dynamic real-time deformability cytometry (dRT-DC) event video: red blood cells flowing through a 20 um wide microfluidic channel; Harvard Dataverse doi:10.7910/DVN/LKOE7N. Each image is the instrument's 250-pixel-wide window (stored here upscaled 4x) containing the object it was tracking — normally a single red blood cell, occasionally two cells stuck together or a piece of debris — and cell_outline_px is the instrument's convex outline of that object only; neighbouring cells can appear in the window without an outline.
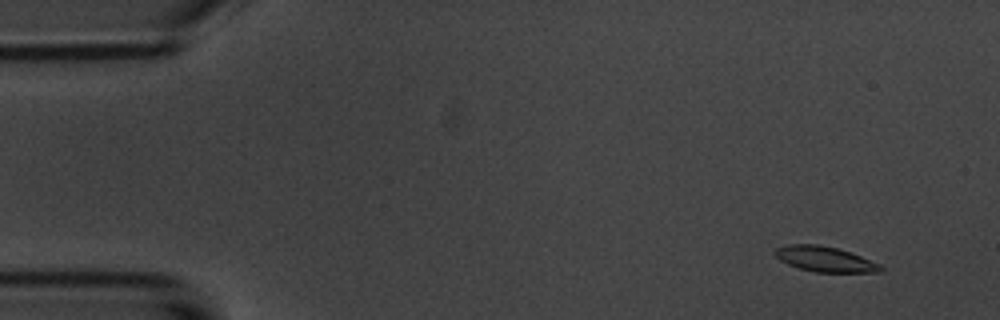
{"species": "common noctule bat (a hibernating species)", "species_latin": "Nyctalus noctula", "temperature_condition": "room temperature", "stored_images_in_passage": 51, "camera_frame_rate_fps": 3000, "um_per_image_px": 0.085, "animal": {"sex": "male", "body_mass_g": 20.1, "forearm_length_mm": 53.5}, "frame": {"image": 1, "passage_image": 1, "time_ms": 0.0, "image_size_px": [1000, 320], "cell_outline_px": [[884, 272], [816, 272], [800, 268], [788, 264], [780, 260], [772, 252], [776, 248], [788, 244], [816, 244], [836, 248], [860, 256], [880, 264], [884, 268]], "centroid_in_image_um": [70.11, 22.03], "position_along_channel_um": 14.9, "area_um2": 15.43}}
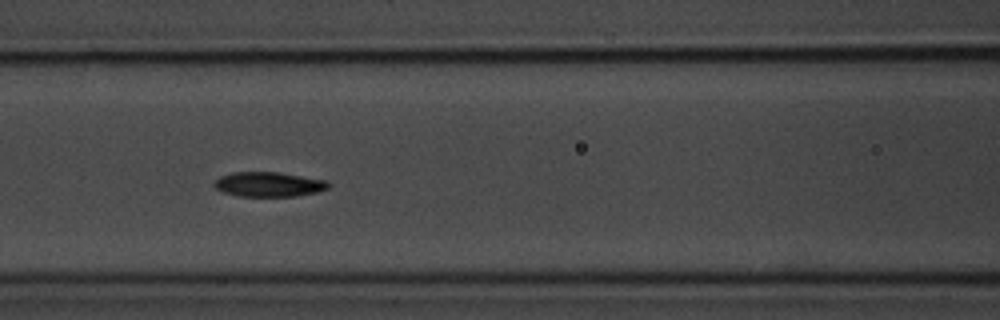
{"frame": {"image": 2, "passage_image": 20, "time_ms": 6.333, "image_size_px": [1000, 320], "cell_outline_px": [[332, 184], [328, 188], [316, 192], [296, 196], [236, 196], [224, 192], [216, 188], [212, 184], [220, 176], [232, 172], [280, 172], [328, 180]], "centroid_in_image_um": [22.87, 15.66], "position_along_channel_um": 143.7, "area_um2": 16.59}}
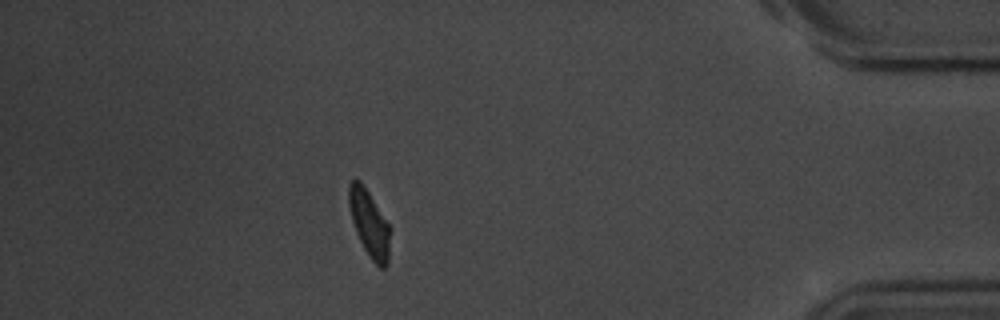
{"frame": {"image": 3, "passage_image": 45, "time_ms": 14.667, "image_size_px": [1000, 320], "cell_outline_px": [[392, 228], [388, 264], [384, 268], [380, 268], [368, 256], [356, 232], [352, 220], [348, 204], [348, 184], [356, 176], [360, 180]], "centroid_in_image_um": [31.41, 19.0], "position_along_channel_um": 403.8, "area_um2": 16.36}, "authors_computed_cell_mechanics": {"area_um2": 16.4152, "velocity_mm_per_s": 3.6706, "shape_relaxation_time_tau1_ms": 2.2104, "shape_relaxation_time_tau2_ms": 3.1364, "deformation_change_tau1": 0.1381, "deformation_change_tau2": 0.087}}